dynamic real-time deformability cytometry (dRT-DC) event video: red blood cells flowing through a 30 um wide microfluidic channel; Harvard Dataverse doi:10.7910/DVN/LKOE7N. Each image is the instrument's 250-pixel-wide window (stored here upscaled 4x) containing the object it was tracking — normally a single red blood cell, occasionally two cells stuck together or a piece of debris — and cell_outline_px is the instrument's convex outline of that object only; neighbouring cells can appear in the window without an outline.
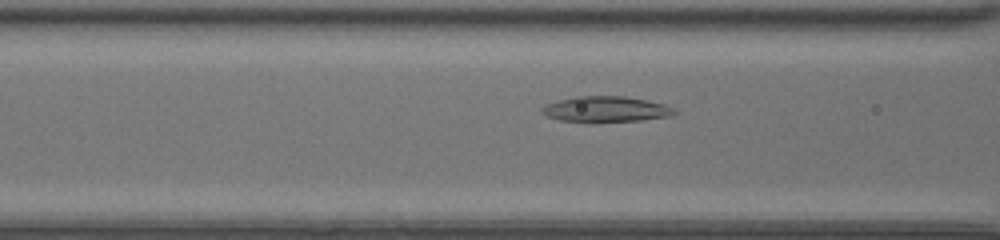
{"species": "common noctule bat (a hibernating species)", "species_latin": "Nyctalus noctula", "temperature_condition": "room temperature", "stored_images_in_passage": 36, "camera_frame_rate_fps": 3000, "um_per_image_px": 0.085, "animal": {"sex": "female", "body_mass_g": 20.0, "forearm_length_mm": 54.0}, "frame": {"image": 1, "passage_image": 14, "time_ms": 4.333, "image_size_px": [1000, 240], "cell_outline_px": [[680, 112], [672, 116], [640, 120], [592, 124], [588, 124], [560, 120], [548, 116], [540, 112], [540, 108], [544, 104], [576, 96], [624, 96], [648, 100], [664, 104]], "centroid_in_image_um": [51.48, 9.31], "position_along_channel_um": 115.1, "area_um2": 20.52}}
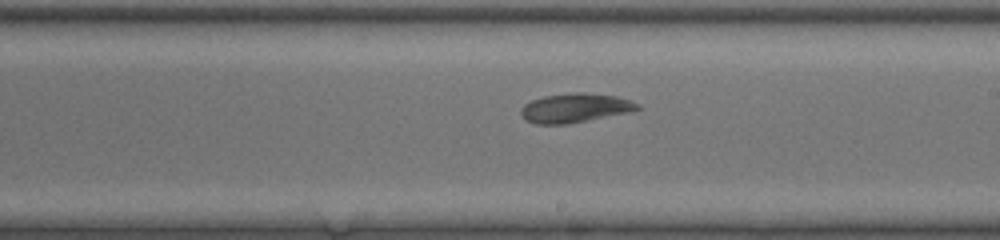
{"frame": {"image": 2, "passage_image": 23, "time_ms": 7.333, "image_size_px": [1000, 240], "cell_outline_px": [[640, 108], [632, 112], [568, 124], [536, 124], [528, 120], [520, 112], [520, 108], [524, 104], [532, 100], [544, 96], [572, 92], [584, 92], [616, 96], [640, 104]], "centroid_in_image_um": [48.9, 9.17], "position_along_channel_um": 240.1, "area_um2": 19.83}}
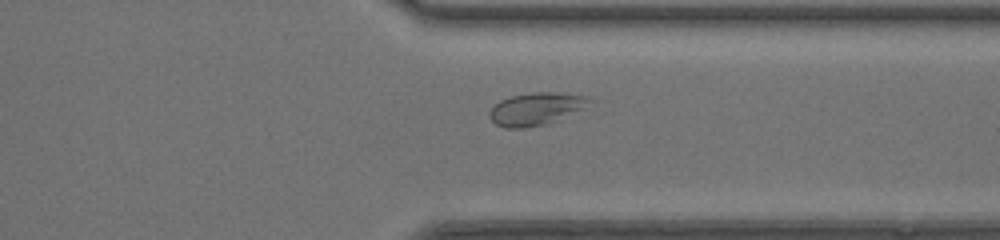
{"frame": {"image": 3, "passage_image": 32, "time_ms": 10.333, "image_size_px": [1000, 240], "cell_outline_px": [[600, 100], [584, 108], [544, 124], [524, 128], [504, 128], [496, 124], [488, 116], [488, 112], [500, 100], [512, 96], [532, 92], [560, 92], [592, 96]], "centroid_in_image_um": [45.65, 9.22], "position_along_channel_um": 365.8, "area_um2": 19.19}}